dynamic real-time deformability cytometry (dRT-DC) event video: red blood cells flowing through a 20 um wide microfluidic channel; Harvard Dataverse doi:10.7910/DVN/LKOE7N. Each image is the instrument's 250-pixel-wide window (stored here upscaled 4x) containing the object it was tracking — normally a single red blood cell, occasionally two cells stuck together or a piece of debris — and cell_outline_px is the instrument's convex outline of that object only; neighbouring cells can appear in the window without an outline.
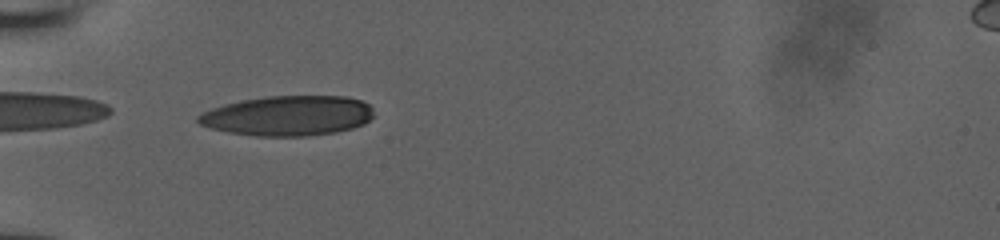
{"species": "human", "species_latin": "Homo sapiens", "temperature_condition": "room temperature", "stored_images_in_passage": 35, "camera_frame_rate_fps": 3000, "um_per_image_px": 0.085, "donor": {"sex": "male"}, "frame": {"image": 1, "passage_image": 2, "time_ms": 0.333, "image_size_px": [1000, 240], "cell_outline_px": [[372, 116], [364, 124], [352, 128], [336, 132], [308, 136], [256, 136], [228, 132], [212, 128], [200, 124], [196, 120], [196, 116], [212, 108], [224, 104], [264, 96], [348, 96], [360, 100], [368, 104], [372, 108]], "centroid_in_image_um": [24.47, 9.83], "position_along_channel_um": 60.5, "area_um2": 40.92}}
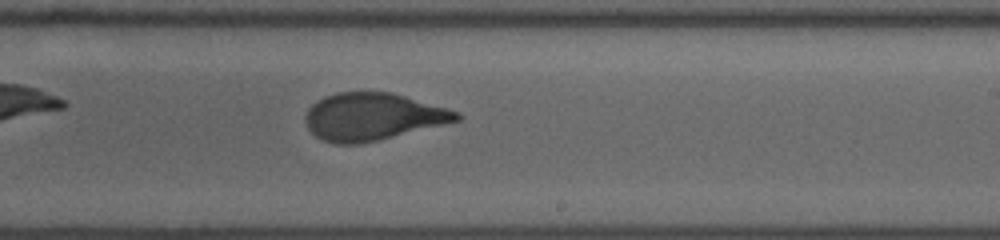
{"frame": {"image": 2, "passage_image": 17, "time_ms": 5.333, "image_size_px": [1000, 240], "cell_outline_px": [[460, 120], [380, 140], [360, 144], [336, 144], [324, 140], [316, 136], [308, 128], [304, 120], [304, 116], [308, 108], [316, 100], [324, 96], [340, 92], [392, 92], [448, 108], [460, 112]], "centroid_in_image_um": [31.66, 9.92], "position_along_channel_um": 257.3, "area_um2": 41.79}}
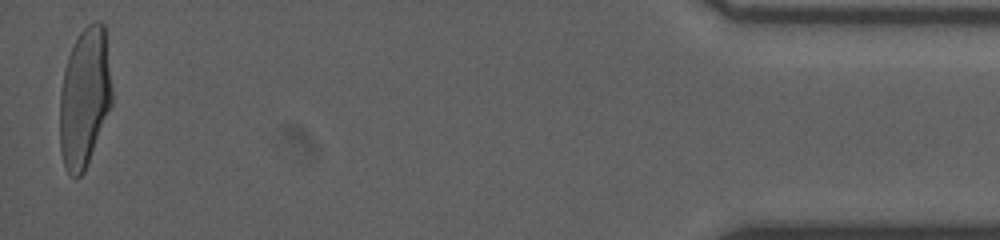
{"frame": {"image": 3, "passage_image": 35, "time_ms": 11.333, "image_size_px": [1000, 240], "cell_outline_px": [[112, 104], [84, 172], [80, 176], [72, 176], [68, 172], [64, 164], [60, 152], [60, 92], [64, 72], [68, 56], [80, 32], [88, 24], [96, 20], [100, 20], [104, 24], [112, 92]], "centroid_in_image_um": [7.19, 8.29], "position_along_channel_um": 428.0, "area_um2": 42.08}}